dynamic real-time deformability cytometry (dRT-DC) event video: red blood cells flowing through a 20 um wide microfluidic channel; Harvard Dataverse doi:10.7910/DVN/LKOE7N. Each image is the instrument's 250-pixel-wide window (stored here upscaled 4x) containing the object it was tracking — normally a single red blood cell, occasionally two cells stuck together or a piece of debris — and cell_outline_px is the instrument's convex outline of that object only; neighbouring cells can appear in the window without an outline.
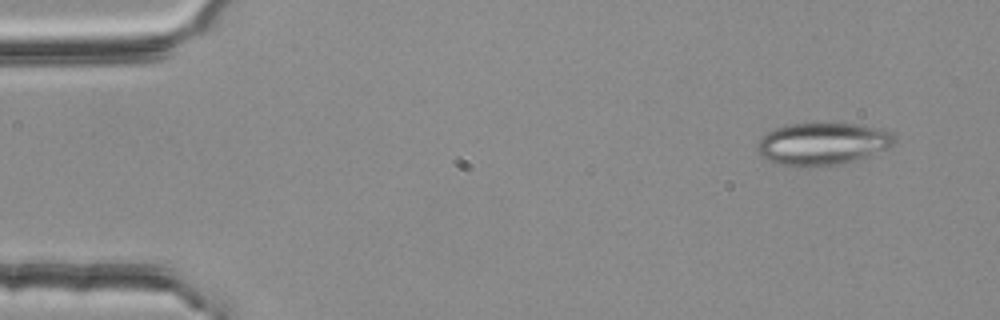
{"species": "common noctule bat (a hibernating species)", "species_latin": "Nyctalus noctula", "temperature_condition": "room temperature", "stored_images_in_passage": 3, "camera_frame_rate_fps": 3000, "um_per_image_px": 0.085, "animal": {"sex": "female", "body_mass_g": 25.1}, "frame": {"image": 1, "passage_image": 1, "time_ms": 0.0, "image_size_px": [1000, 320], "cell_outline_px": [[896, 140], [888, 148], [840, 164], [776, 164], [764, 160], [760, 156], [756, 148], [760, 140], [768, 132], [776, 128], [788, 124], [856, 124], [876, 128], [888, 132]], "centroid_in_image_um": [69.85, 12.2], "position_along_channel_um": 15.2, "area_um2": 32.54}}